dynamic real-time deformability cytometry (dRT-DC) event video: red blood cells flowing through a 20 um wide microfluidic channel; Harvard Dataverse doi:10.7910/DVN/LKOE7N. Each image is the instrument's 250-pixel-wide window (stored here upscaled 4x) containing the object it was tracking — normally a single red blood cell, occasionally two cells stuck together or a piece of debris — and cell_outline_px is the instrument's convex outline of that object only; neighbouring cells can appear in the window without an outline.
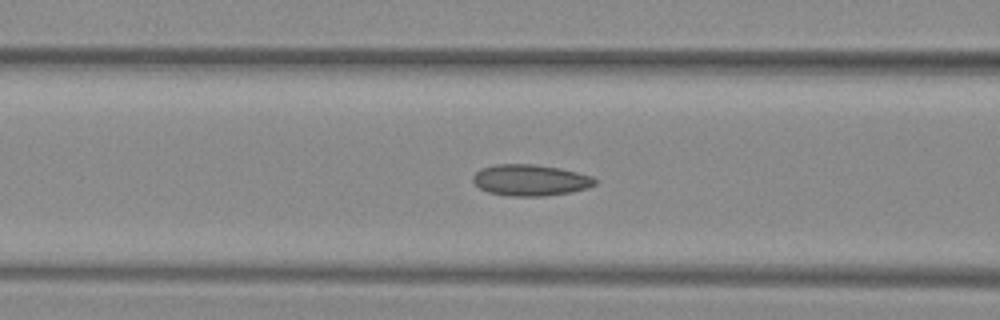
{"species": "common noctule bat (a hibernating species)", "species_latin": "Nyctalus noctula", "temperature_condition": "warm", "stored_images_in_passage": 39, "camera_frame_rate_fps": 3000, "um_per_image_px": 0.085, "animal": {"sex": "female", "body_mass_g": 29.2, "forearm_length_mm": 56.3}, "frame": {"image": 1, "passage_image": 9, "time_ms": 2.667, "image_size_px": [1000, 320], "cell_outline_px": [[596, 184], [588, 188], [572, 192], [544, 196], [508, 196], [488, 192], [480, 188], [472, 180], [472, 176], [480, 168], [496, 164], [532, 164], [560, 168], [592, 176], [596, 180]], "centroid_in_image_um": [45.07, 15.31], "position_along_channel_um": 121.5, "area_um2": 22.31}}
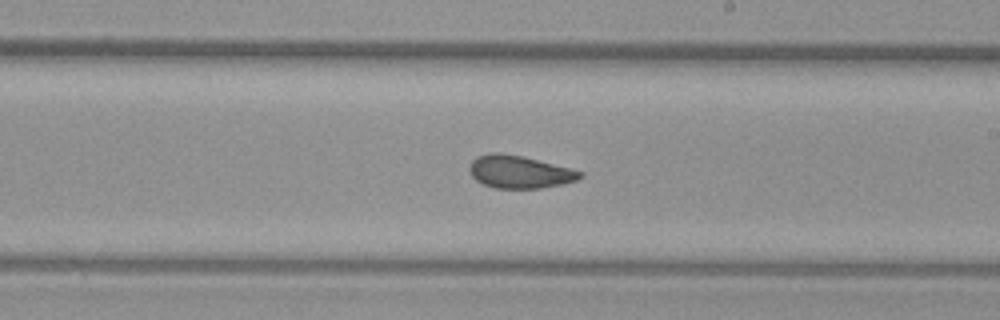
{"frame": {"image": 2, "passage_image": 18, "time_ms": 5.667, "image_size_px": [1000, 320], "cell_outline_px": [[584, 176], [576, 180], [560, 184], [540, 188], [496, 188], [484, 184], [476, 180], [472, 176], [468, 168], [472, 160], [476, 156], [488, 152], [500, 152], [520, 156], [572, 168], [584, 172]], "centroid_in_image_um": [44.14, 14.6], "position_along_channel_um": 244.9, "area_um2": 21.04}}
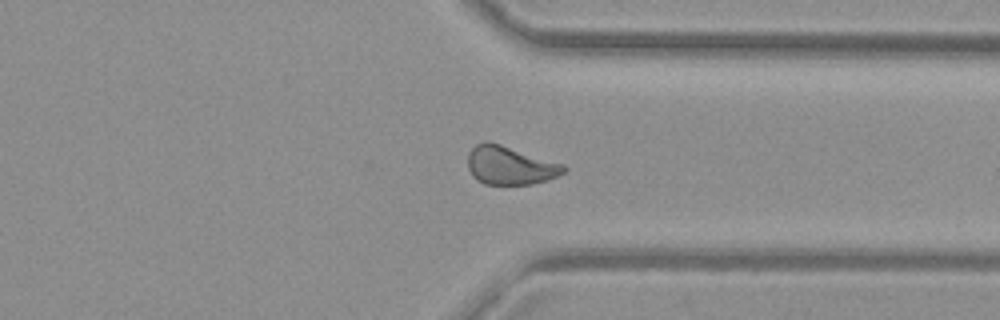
{"frame": {"image": 3, "passage_image": 27, "time_ms": 8.667, "image_size_px": [1000, 320], "cell_outline_px": [[568, 168], [564, 172], [548, 180], [532, 184], [484, 184], [476, 180], [472, 176], [468, 168], [468, 152], [476, 144], [484, 140], [488, 140], [564, 164]], "centroid_in_image_um": [43.33, 14.05], "position_along_channel_um": 368.1, "area_um2": 21.68}, "authors_computed_cell_mechanics": {"area_um2": 21.7906, "velocity_mm_per_s": 4.12, "shape_relaxation_time_tau1_ms": null, "shape_relaxation_time_tau2_ms": 1.9043, "deformation_change_tau1": null, "deformation_change_tau2": 0.0782}}